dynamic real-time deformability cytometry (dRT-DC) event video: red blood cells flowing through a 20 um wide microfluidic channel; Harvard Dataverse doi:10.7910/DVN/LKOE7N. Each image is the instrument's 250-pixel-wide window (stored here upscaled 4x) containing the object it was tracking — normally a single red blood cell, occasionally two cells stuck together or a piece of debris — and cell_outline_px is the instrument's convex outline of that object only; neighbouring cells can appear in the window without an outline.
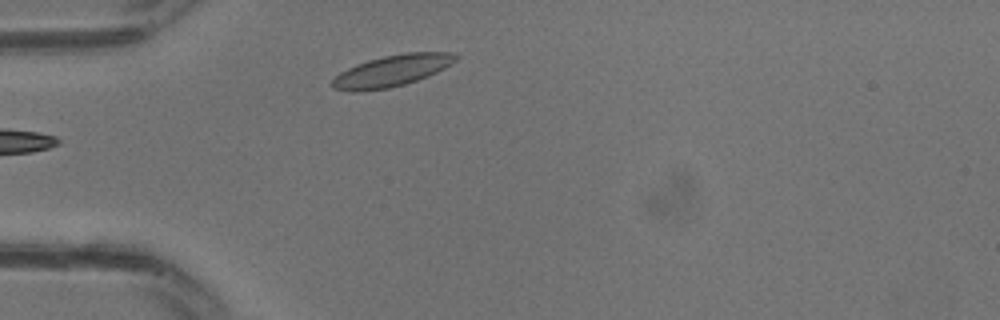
{"species": "common noctule bat (a hibernating species)", "species_latin": "Nyctalus noctula", "temperature_condition": "warm", "stored_images_in_passage": 22, "camera_frame_rate_fps": 3000, "um_per_image_px": 0.085, "animal": {"sex": "male", "body_mass_g": 13.3}, "frame": {"image": 1, "passage_image": 1, "time_ms": 0.0, "image_size_px": [1000, 320], "cell_outline_px": [[460, 56], [452, 64], [428, 76], [404, 84], [388, 88], [356, 92], [352, 92], [332, 88], [332, 80], [340, 72], [356, 64], [368, 60], [384, 56], [404, 52], [452, 52]], "centroid_in_image_um": [33.32, 6.01], "position_along_channel_um": 51.7, "area_um2": 22.6}}
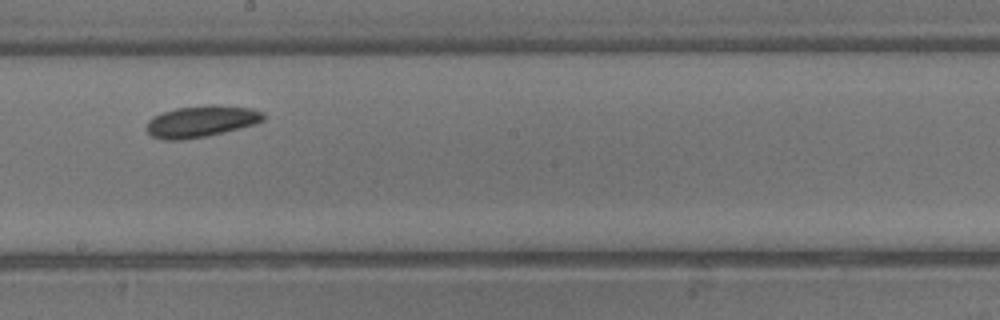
{"frame": {"image": 2, "passage_image": 10, "time_ms": 3.0, "image_size_px": [1000, 320], "cell_outline_px": [[264, 120], [256, 124], [208, 136], [180, 140], [160, 140], [152, 136], [144, 128], [148, 120], [152, 116], [160, 112], [176, 108], [208, 104], [212, 104], [252, 108], [264, 112]], "centroid_in_image_um": [17.07, 10.31], "position_along_channel_um": 231.1, "area_um2": 21.91}}
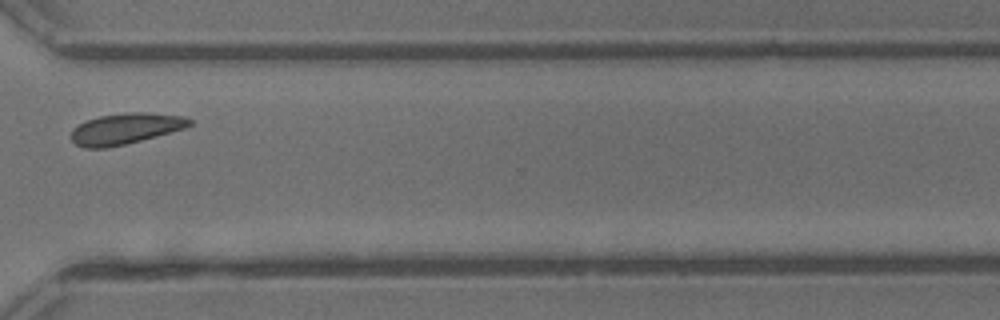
{"frame": {"image": 3, "passage_image": 16, "time_ms": 5.0, "image_size_px": [1000, 320], "cell_outline_px": [[192, 124], [184, 128], [156, 136], [124, 144], [104, 148], [84, 148], [76, 144], [72, 140], [72, 128], [88, 120], [100, 116], [128, 112], [148, 112], [184, 116], [192, 120]], "centroid_in_image_um": [10.68, 10.93], "position_along_channel_um": 359.9, "area_um2": 21.1}}